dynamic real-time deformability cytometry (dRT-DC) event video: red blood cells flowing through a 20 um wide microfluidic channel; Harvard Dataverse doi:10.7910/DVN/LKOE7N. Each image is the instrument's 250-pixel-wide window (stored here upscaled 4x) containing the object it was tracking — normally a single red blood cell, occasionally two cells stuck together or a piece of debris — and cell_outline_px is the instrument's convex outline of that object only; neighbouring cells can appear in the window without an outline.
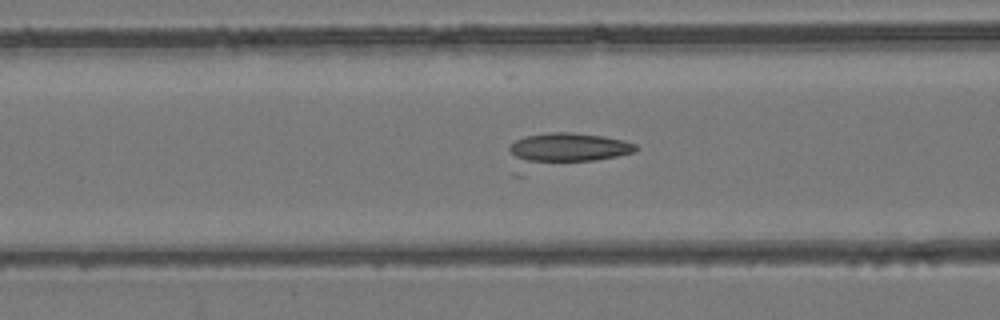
{"species": "common noctule bat (a hibernating species)", "species_latin": "Nyctalus noctula", "temperature_condition": "room temperature", "stored_images_in_passage": 54, "camera_frame_rate_fps": 3000, "um_per_image_px": 0.085, "animal": {"sex": "female", "body_mass_g": 24.6, "forearm_length_mm": 56.2}, "frame": {"image": 1, "passage_image": 22, "time_ms": 7.0, "image_size_px": [1000, 320], "cell_outline_px": [[640, 148], [636, 152], [596, 160], [528, 160], [516, 156], [508, 148], [516, 140], [524, 136], [548, 132], [572, 132], [604, 136], [624, 140], [636, 144]], "centroid_in_image_um": [48.46, 12.48], "position_along_channel_um": 118.1, "area_um2": 20.63}}
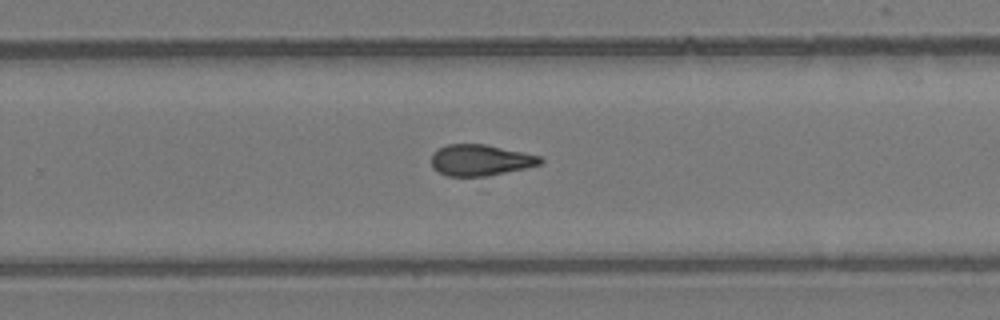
{"frame": {"image": 2, "passage_image": 35, "time_ms": 11.333, "image_size_px": [1000, 320], "cell_outline_px": [[544, 160], [540, 164], [524, 168], [488, 176], [448, 176], [432, 168], [432, 152], [448, 144], [484, 144], [524, 152], [540, 156]], "centroid_in_image_um": [40.83, 13.61], "position_along_channel_um": 289.0, "area_um2": 19.65}}
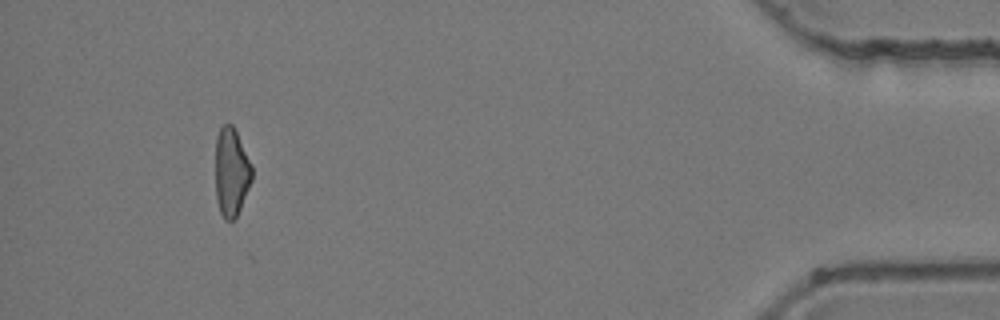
{"frame": {"image": 3, "passage_image": 50, "time_ms": 16.333, "image_size_px": [1000, 320], "cell_outline_px": [[252, 180], [240, 208], [236, 216], [232, 220], [224, 220], [220, 212], [216, 200], [216, 136], [220, 128], [224, 124], [232, 124], [252, 164]], "centroid_in_image_um": [19.66, 14.63], "position_along_channel_um": 415.5, "area_um2": 18.73}}